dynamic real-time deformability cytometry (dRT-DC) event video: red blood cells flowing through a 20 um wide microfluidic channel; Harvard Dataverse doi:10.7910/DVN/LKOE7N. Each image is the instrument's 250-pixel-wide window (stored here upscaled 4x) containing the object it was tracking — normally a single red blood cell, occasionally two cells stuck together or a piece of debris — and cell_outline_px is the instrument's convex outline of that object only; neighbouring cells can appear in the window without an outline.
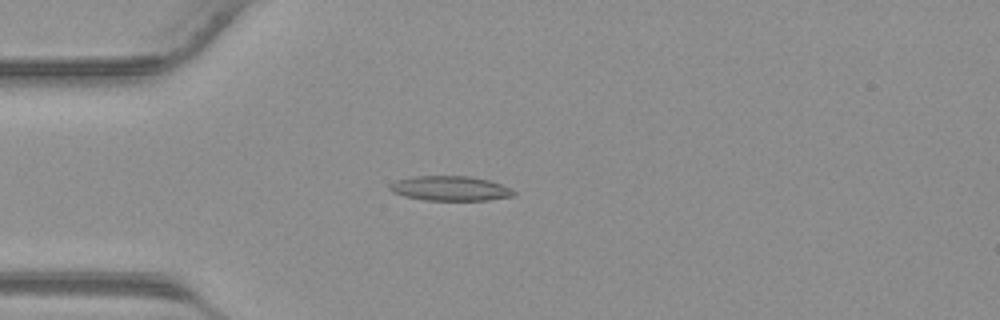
{"species": "common noctule bat (a hibernating species)", "species_latin": "Nyctalus noctula", "temperature_condition": "warm", "stored_images_in_passage": 38, "camera_frame_rate_fps": 3000, "um_per_image_px": 0.085, "animal": {"sex": "male", "body_mass_g": 23.1, "forearm_length_mm": 52.7}, "frame": {"image": 1, "passage_image": 8, "time_ms": 2.333, "image_size_px": [1000, 320], "cell_outline_px": [[516, 196], [488, 200], [424, 200], [404, 196], [392, 192], [388, 188], [388, 184], [396, 180], [412, 176], [472, 176], [488, 180], [512, 188], [516, 192]], "centroid_in_image_um": [38.27, 16.01], "position_along_channel_um": 46.7, "area_um2": 18.09}}
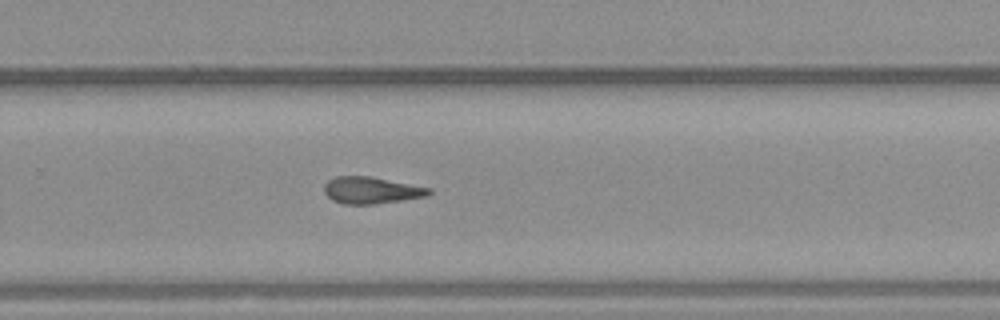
{"frame": {"image": 2, "passage_image": 24, "time_ms": 7.667, "image_size_px": [1000, 320], "cell_outline_px": [[432, 192], [428, 196], [372, 204], [344, 204], [332, 200], [324, 192], [324, 184], [328, 180], [336, 176], [372, 176], [432, 188]], "centroid_in_image_um": [31.57, 16.16], "position_along_channel_um": 298.2, "area_um2": 16.42}}
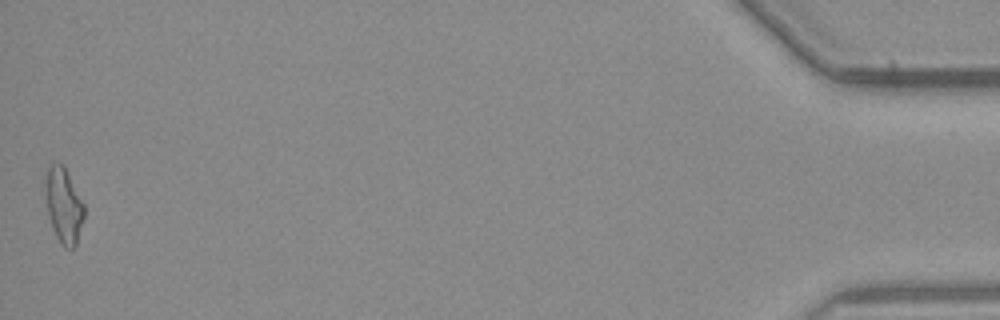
{"frame": {"image": 3, "passage_image": 38, "time_ms": 12.333, "image_size_px": [1000, 320], "cell_outline_px": [[84, 216], [76, 244], [72, 248], [64, 248], [60, 244], [52, 228], [44, 196], [44, 180], [48, 168], [52, 164], [64, 164], [84, 204]], "centroid_in_image_um": [5.39, 17.44], "position_along_channel_um": 429.8, "area_um2": 17.11}}